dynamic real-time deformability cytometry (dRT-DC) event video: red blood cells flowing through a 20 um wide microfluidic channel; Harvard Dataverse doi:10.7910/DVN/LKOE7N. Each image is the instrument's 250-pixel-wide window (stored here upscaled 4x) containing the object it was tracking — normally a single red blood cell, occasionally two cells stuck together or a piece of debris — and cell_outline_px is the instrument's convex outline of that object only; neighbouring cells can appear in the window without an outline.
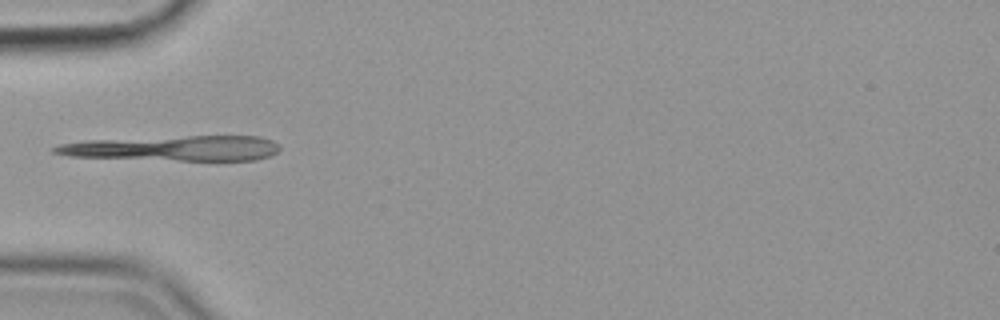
{"species": "common noctule bat (a hibernating species)", "species_latin": "Nyctalus noctula", "temperature_condition": "cold", "stored_images_in_passage": 38, "camera_frame_rate_fps": 3000, "um_per_image_px": 0.085, "animal": {"sex": "female", "body_mass_g": 19.9}, "frame": {"image": 1, "passage_image": 1, "time_ms": 0.0, "image_size_px": [1000, 320], "cell_outline_px": [[280, 148], [276, 152], [268, 156], [256, 160], [180, 160], [68, 156], [52, 152], [52, 148], [60, 144], [84, 140], [188, 136], [260, 136], [272, 140], [280, 144]], "centroid_in_image_um": [14.79, 12.59], "position_along_channel_um": 70.2, "area_um2": 32.77}}